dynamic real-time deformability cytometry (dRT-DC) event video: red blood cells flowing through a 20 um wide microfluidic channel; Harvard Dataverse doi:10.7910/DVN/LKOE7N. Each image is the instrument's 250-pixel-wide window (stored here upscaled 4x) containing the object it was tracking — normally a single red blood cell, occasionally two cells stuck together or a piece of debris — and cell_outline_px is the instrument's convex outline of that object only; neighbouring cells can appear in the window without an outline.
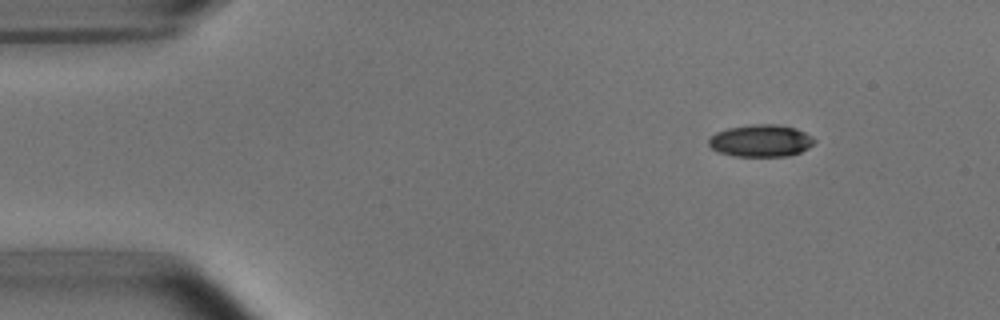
{"species": "common noctule bat (a hibernating species)", "species_latin": "Nyctalus noctula", "temperature_condition": "room temperature", "stored_images_in_passage": 5, "camera_frame_rate_fps": 3000, "um_per_image_px": 0.085, "animal": {"sex": "male", "body_mass_g": 15.6}, "frame": {"image": 1, "passage_image": 1, "time_ms": 0.0, "image_size_px": [1000, 320], "cell_outline_px": [[816, 140], [808, 148], [800, 152], [788, 156], [736, 156], [716, 152], [708, 144], [708, 140], [716, 132], [728, 128], [756, 124], [776, 124], [796, 128], [812, 136]], "centroid_in_image_um": [64.67, 11.96], "position_along_channel_um": 20.3, "area_um2": 19.77}}